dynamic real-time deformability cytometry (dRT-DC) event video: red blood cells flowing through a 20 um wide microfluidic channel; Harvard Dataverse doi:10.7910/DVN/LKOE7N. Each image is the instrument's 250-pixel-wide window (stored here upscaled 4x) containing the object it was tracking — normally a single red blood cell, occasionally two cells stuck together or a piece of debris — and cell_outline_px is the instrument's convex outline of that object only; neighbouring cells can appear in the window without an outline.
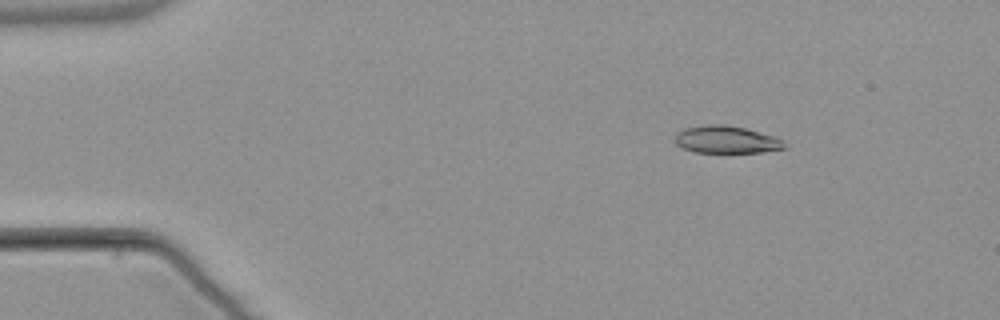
{"species": "common noctule bat (a hibernating species)", "species_latin": "Nyctalus noctula", "temperature_condition": "warm", "stored_images_in_passage": 5, "camera_frame_rate_fps": 3000, "um_per_image_px": 0.085, "animal": {"sex": "male", "body_mass_g": 21.5, "forearm_length_mm": 52.0}, "frame": {"image": 1, "passage_image": 2, "time_ms": 1.333, "image_size_px": [1000, 320], "cell_outline_px": [[788, 148], [764, 152], [696, 152], [684, 148], [676, 144], [676, 136], [684, 128], [708, 124], [720, 124], [744, 128], [776, 136], [784, 140]], "centroid_in_image_um": [61.82, 11.87], "position_along_channel_um": 23.2, "area_um2": 17.4}}